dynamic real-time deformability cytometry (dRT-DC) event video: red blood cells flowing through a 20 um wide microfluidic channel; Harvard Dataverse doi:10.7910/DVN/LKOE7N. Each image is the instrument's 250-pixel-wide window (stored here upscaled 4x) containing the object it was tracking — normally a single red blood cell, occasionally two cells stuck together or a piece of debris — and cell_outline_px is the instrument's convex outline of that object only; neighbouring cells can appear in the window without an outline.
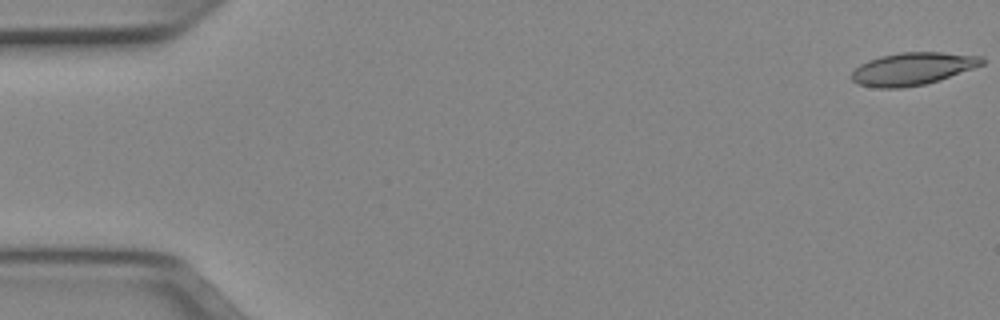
{"species": "Egyptian fruit bat (a non-hibernating species)", "species_latin": "Rousettus aegyptiacus", "temperature_condition": "cold", "stored_images_in_passage": 51, "camera_frame_rate_fps": 3000, "um_per_image_px": 0.085, "animal": {"sex": "female"}, "frame": {"image": 1, "passage_image": 1, "time_ms": 0.0, "image_size_px": [1000, 320], "cell_outline_px": [[984, 64], [940, 80], [924, 84], [904, 88], [880, 88], [860, 84], [852, 80], [852, 72], [860, 64], [868, 60], [880, 56], [900, 52], [940, 52], [984, 56]], "centroid_in_image_um": [77.59, 5.84], "position_along_channel_um": 7.4, "area_um2": 24.68}}
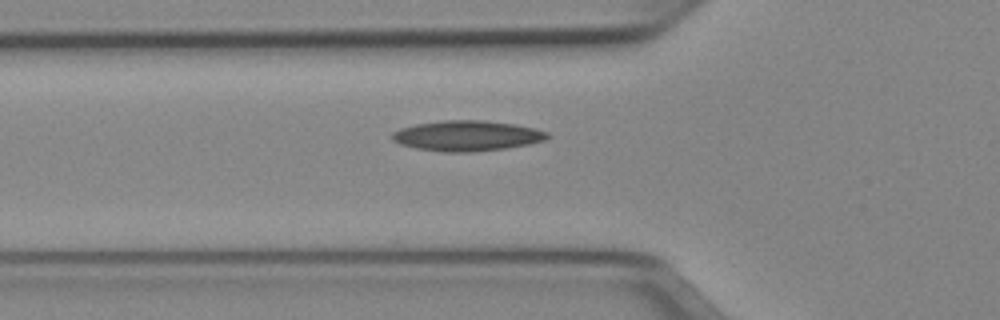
{"frame": {"image": 2, "passage_image": 18, "time_ms": 5.667, "image_size_px": [1000, 320], "cell_outline_px": [[552, 136], [544, 140], [528, 144], [504, 148], [472, 152], [444, 152], [416, 148], [400, 144], [392, 140], [392, 132], [400, 128], [416, 124], [444, 120], [484, 120], [516, 124], [536, 128], [548, 132]], "centroid_in_image_um": [39.71, 11.53], "position_along_channel_um": 86.1, "area_um2": 27.57}}
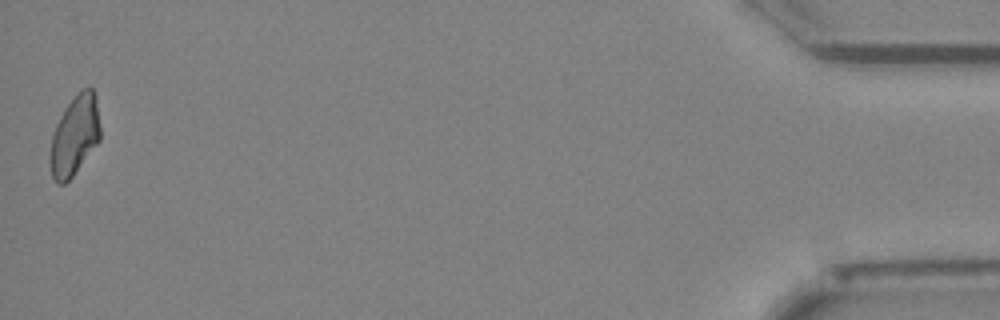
{"frame": {"image": 3, "passage_image": 51, "time_ms": 16.667, "image_size_px": [1000, 320], "cell_outline_px": [[100, 140], [72, 176], [64, 184], [56, 184], [52, 176], [48, 164], [48, 160], [52, 136], [56, 124], [64, 108], [84, 88], [92, 88], [96, 96], [100, 128]], "centroid_in_image_um": [6.32, 11.56], "position_along_channel_um": 428.9, "area_um2": 23.24}, "authors_computed_cell_mechanics": {"area_um2": 24.6228, "velocity_mm_per_s": 3.9583, "shape_relaxation_time_tau1_ms": null, "shape_relaxation_time_tau2_ms": 7.733, "deformation_change_tau1": null, "deformation_change_tau2": 0.1758}}